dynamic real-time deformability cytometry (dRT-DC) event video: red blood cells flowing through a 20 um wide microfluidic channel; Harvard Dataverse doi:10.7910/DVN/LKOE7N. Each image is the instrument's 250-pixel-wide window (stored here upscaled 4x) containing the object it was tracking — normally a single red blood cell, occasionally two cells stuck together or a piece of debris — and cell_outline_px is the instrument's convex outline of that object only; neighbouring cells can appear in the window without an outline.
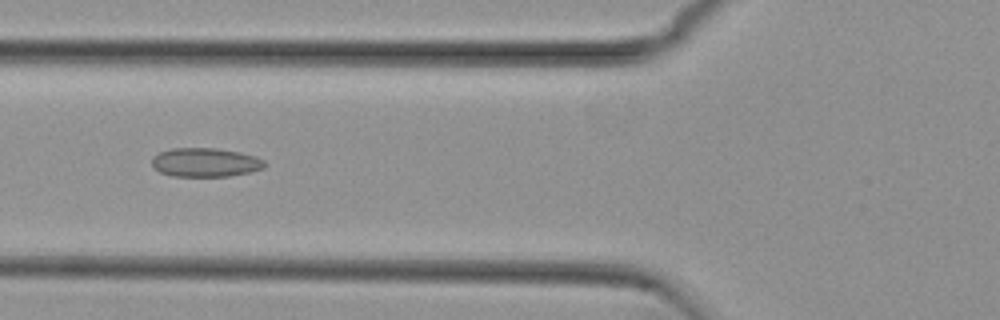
{"species": "common noctule bat (a hibernating species)", "species_latin": "Nyctalus noctula", "temperature_condition": "cold", "stored_images_in_passage": 55, "camera_frame_rate_fps": 3000, "um_per_image_px": 0.085, "animal": {"sex": "female", "body_mass_g": 29.2, "forearm_length_mm": 56.3}, "frame": {"image": 1, "passage_image": 21, "time_ms": 6.667, "image_size_px": [1000, 320], "cell_outline_px": [[268, 164], [264, 168], [248, 172], [228, 176], [172, 176], [160, 172], [152, 164], [152, 156], [160, 152], [172, 148], [216, 148], [240, 152], [256, 156], [264, 160]], "centroid_in_image_um": [17.47, 13.79], "position_along_channel_um": 108.3, "area_um2": 19.02}}
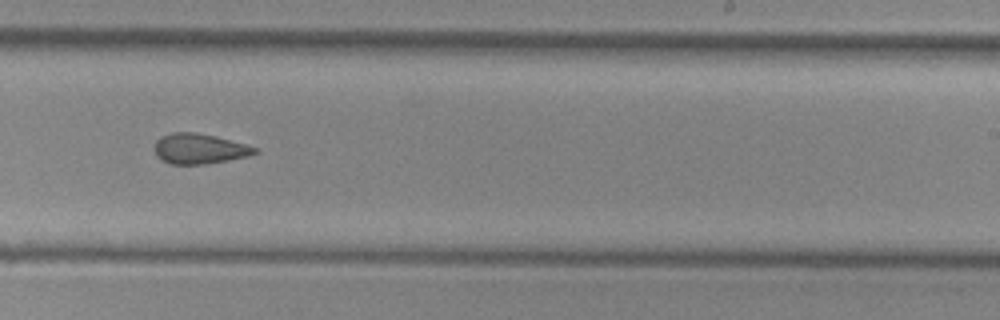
{"frame": {"image": 2, "passage_image": 34, "time_ms": 11.0, "image_size_px": [1000, 320], "cell_outline_px": [[256, 152], [248, 156], [228, 160], [204, 164], [168, 164], [160, 160], [156, 156], [156, 140], [160, 136], [172, 132], [196, 132], [216, 136], [244, 144], [256, 148]], "centroid_in_image_um": [16.89, 12.64], "position_along_channel_um": 272.1, "area_um2": 17.57}}
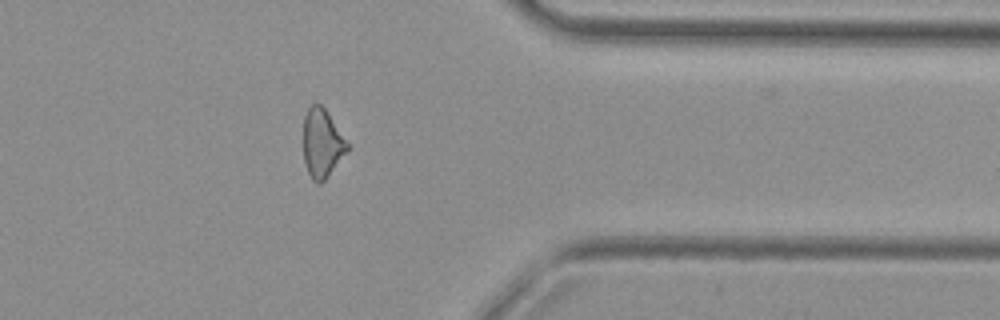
{"frame": {"image": 3, "passage_image": 44, "time_ms": 14.333, "image_size_px": [1000, 320], "cell_outline_px": [[348, 152], [324, 180], [320, 184], [316, 184], [312, 180], [304, 164], [304, 116], [308, 108], [312, 104], [320, 104], [324, 108], [348, 144]], "centroid_in_image_um": [27.36, 12.22], "position_along_channel_um": 384.0, "area_um2": 17.34}, "authors_computed_cell_mechanics": {"area_um2": 19.0162, "velocity_mm_per_s": 3.7782, "shape_relaxation_time_tau1_ms": null, "shape_relaxation_time_tau2_ms": 3.505, "deformation_change_tau1": null, "deformation_change_tau2": 0.1024}}